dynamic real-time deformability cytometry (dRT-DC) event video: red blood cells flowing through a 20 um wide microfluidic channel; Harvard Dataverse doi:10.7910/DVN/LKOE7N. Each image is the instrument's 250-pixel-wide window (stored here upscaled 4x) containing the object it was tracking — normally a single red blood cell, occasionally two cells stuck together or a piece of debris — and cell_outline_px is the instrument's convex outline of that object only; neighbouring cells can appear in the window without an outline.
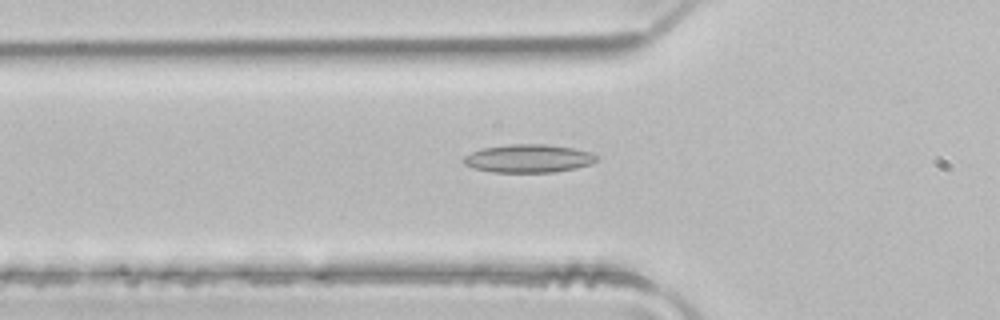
{"species": "common noctule bat (a hibernating species)", "species_latin": "Nyctalus noctula", "temperature_condition": "room temperature", "stored_images_in_passage": 34, "camera_frame_rate_fps": 3000, "um_per_image_px": 0.085, "animal": {"sex": "male", "body_mass_g": 21.5, "forearm_length_mm": 52.0}, "frame": {"image": 1, "passage_image": 2, "time_ms": 0.333, "image_size_px": [1000, 320], "cell_outline_px": [[596, 160], [588, 164], [576, 168], [552, 172], [492, 172], [472, 168], [464, 164], [464, 156], [472, 152], [484, 148], [508, 144], [544, 144], [572, 148], [592, 152], [596, 156]], "centroid_in_image_um": [44.89, 13.47], "position_along_channel_um": 80.9, "area_um2": 21.62}}
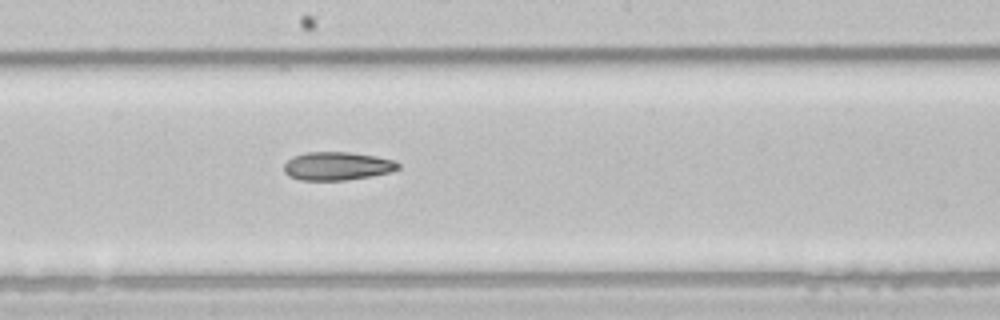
{"frame": {"image": 2, "passage_image": 12, "time_ms": 3.667, "image_size_px": [1000, 320], "cell_outline_px": [[400, 168], [388, 172], [348, 180], [300, 180], [288, 176], [284, 172], [284, 164], [292, 156], [308, 152], [348, 152], [376, 156], [396, 160], [400, 164]], "centroid_in_image_um": [28.64, 14.11], "position_along_channel_um": 219.6, "area_um2": 18.84}}
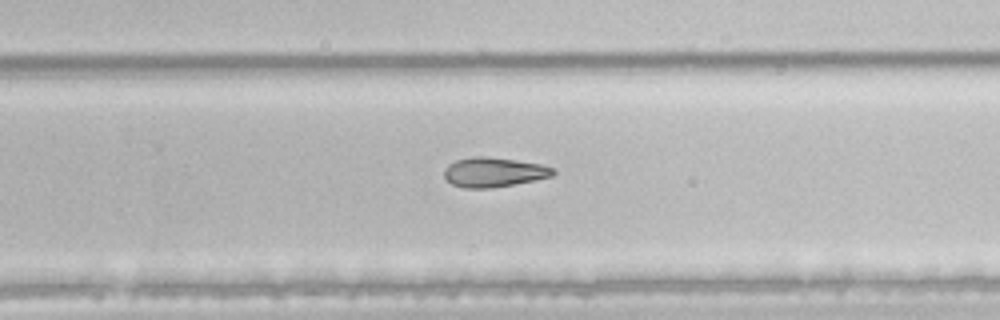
{"frame": {"image": 3, "passage_image": 17, "time_ms": 5.333, "image_size_px": [1000, 320], "cell_outline_px": [[556, 172], [552, 176], [536, 180], [492, 188], [464, 188], [452, 184], [444, 176], [444, 172], [448, 164], [456, 160], [472, 156], [484, 156], [516, 160], [540, 164], [556, 168]], "centroid_in_image_um": [41.99, 14.63], "position_along_channel_um": 287.8, "area_um2": 18.84}}